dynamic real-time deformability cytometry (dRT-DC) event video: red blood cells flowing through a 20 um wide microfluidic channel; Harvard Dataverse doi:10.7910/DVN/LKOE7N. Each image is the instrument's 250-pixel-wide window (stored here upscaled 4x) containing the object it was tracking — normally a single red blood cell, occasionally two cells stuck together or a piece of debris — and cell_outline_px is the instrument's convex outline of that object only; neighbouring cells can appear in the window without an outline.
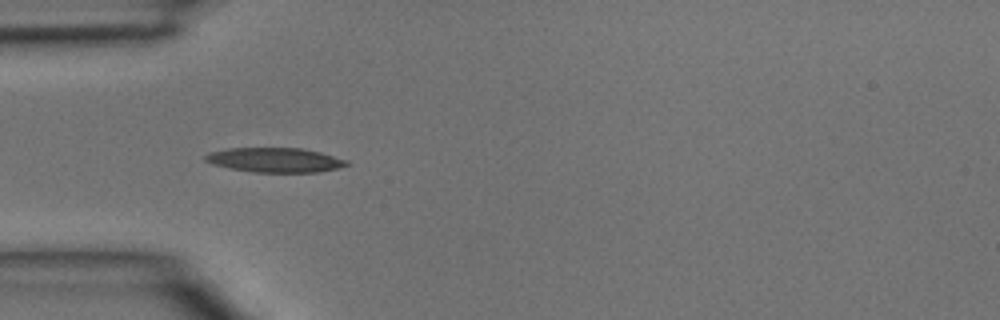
{"species": "common noctule bat (a hibernating species)", "species_latin": "Nyctalus noctula", "temperature_condition": "room temperature", "stored_images_in_passage": 5, "camera_frame_rate_fps": 3000, "um_per_image_px": 0.085, "animal": {"sex": "male", "body_mass_g": 15.6}, "frame": {"image": 1, "passage_image": 4, "time_ms": 1.0, "image_size_px": [1000, 320], "cell_outline_px": [[348, 164], [336, 168], [316, 172], [252, 172], [212, 164], [204, 160], [204, 156], [208, 152], [228, 148], [300, 148], [320, 152], [348, 160]], "centroid_in_image_um": [23.33, 13.59], "position_along_channel_um": 61.7, "area_um2": 20.06}}
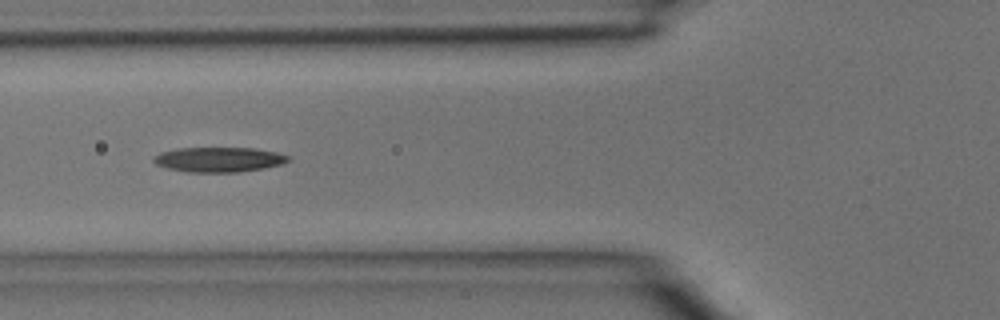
{"frame": {"image": 2, "passage_image": 5, "time_ms": 1.333, "image_size_px": [1000, 320], "cell_outline_px": [[288, 160], [280, 164], [264, 168], [240, 172], [188, 172], [168, 168], [156, 164], [152, 160], [160, 152], [176, 148], [256, 148], [276, 152], [288, 156]], "centroid_in_image_um": [18.58, 13.56], "position_along_channel_um": 107.2, "area_um2": 19.36}}